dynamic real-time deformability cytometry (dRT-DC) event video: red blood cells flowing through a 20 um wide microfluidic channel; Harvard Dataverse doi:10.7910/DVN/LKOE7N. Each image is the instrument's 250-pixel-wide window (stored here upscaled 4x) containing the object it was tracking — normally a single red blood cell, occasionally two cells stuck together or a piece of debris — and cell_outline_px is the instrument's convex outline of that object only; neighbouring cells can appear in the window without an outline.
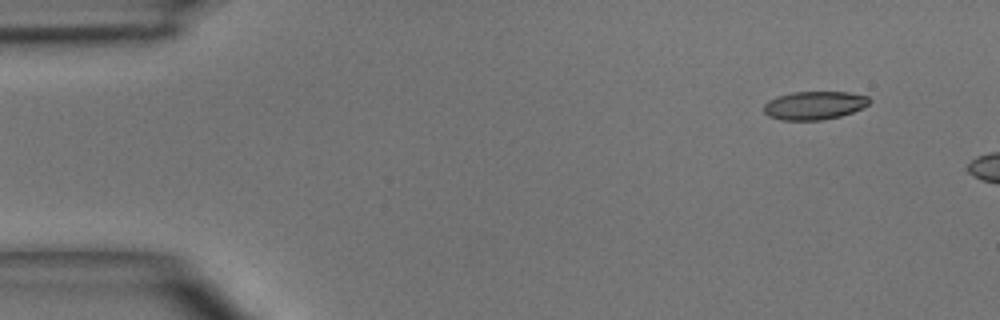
{"species": "common noctule bat (a hibernating species)", "species_latin": "Nyctalus noctula", "temperature_condition": "room temperature", "stored_images_in_passage": 2, "camera_frame_rate_fps": 3000, "um_per_image_px": 0.085, "animal": {"sex": "male", "body_mass_g": 15.6}, "frame": {"image": 1, "passage_image": 1, "time_ms": 0.0, "image_size_px": [1000, 320], "cell_outline_px": [[868, 104], [852, 112], [840, 116], [820, 120], [780, 120], [768, 116], [764, 112], [764, 104], [768, 100], [776, 96], [792, 92], [848, 92], [868, 96]], "centroid_in_image_um": [69.15, 8.95], "position_along_channel_um": 15.8, "area_um2": 17.34}}